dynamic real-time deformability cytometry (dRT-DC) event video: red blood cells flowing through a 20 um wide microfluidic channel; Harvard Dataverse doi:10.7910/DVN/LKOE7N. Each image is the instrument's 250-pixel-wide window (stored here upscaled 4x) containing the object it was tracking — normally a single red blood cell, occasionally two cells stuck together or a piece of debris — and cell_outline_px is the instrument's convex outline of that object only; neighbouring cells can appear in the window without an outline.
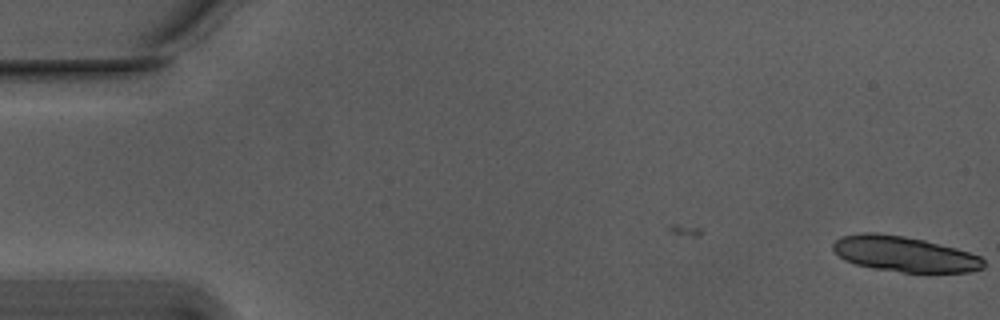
{"species": "Egyptian fruit bat (a non-hibernating species)", "species_latin": "Rousettus aegyptiacus", "temperature_condition": "warm", "stored_images_in_passage": 11, "camera_frame_rate_fps": 3000, "um_per_image_px": 0.085, "animal": {"sex": "male"}, "frame": {"image": 1, "passage_image": 11, "time_ms": 3.333, "image_size_px": [1000, 320], "cell_outline_px": [[984, 268], [968, 272], [900, 272], [872, 268], [856, 264], [844, 260], [832, 248], [832, 244], [840, 236], [860, 232], [876, 232], [904, 236], [924, 240], [956, 248], [980, 256], [984, 260]], "centroid_in_image_um": [76.84, 21.58], "position_along_channel_um": 8.2, "area_um2": 31.15}}